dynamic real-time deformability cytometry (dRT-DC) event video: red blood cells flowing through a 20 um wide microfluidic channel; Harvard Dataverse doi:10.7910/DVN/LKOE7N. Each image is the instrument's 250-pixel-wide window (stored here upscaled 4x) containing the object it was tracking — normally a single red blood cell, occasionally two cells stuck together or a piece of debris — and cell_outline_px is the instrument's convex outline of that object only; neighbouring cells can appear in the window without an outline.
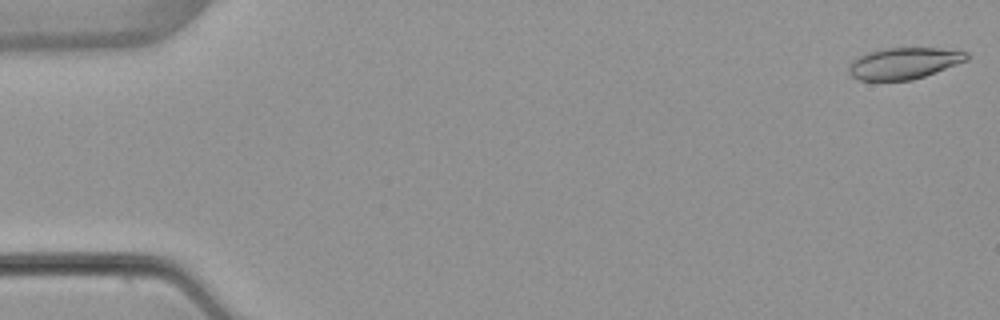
{"species": "common noctule bat (a hibernating species)", "species_latin": "Nyctalus noctula", "temperature_condition": "warm", "stored_images_in_passage": 4, "camera_frame_rate_fps": 3000, "um_per_image_px": 0.085, "animal": {"sex": "female", "body_mass_g": 22.7, "forearm_length_mm": 54.2}, "frame": {"image": 1, "passage_image": 1, "time_ms": 0.0, "image_size_px": [1000, 320], "cell_outline_px": [[968, 60], [924, 76], [912, 80], [860, 80], [852, 76], [848, 72], [848, 68], [852, 60], [868, 52], [884, 48], [940, 48], [968, 52]], "centroid_in_image_um": [76.83, 5.37], "position_along_channel_um": 8.2, "area_um2": 21.44}}